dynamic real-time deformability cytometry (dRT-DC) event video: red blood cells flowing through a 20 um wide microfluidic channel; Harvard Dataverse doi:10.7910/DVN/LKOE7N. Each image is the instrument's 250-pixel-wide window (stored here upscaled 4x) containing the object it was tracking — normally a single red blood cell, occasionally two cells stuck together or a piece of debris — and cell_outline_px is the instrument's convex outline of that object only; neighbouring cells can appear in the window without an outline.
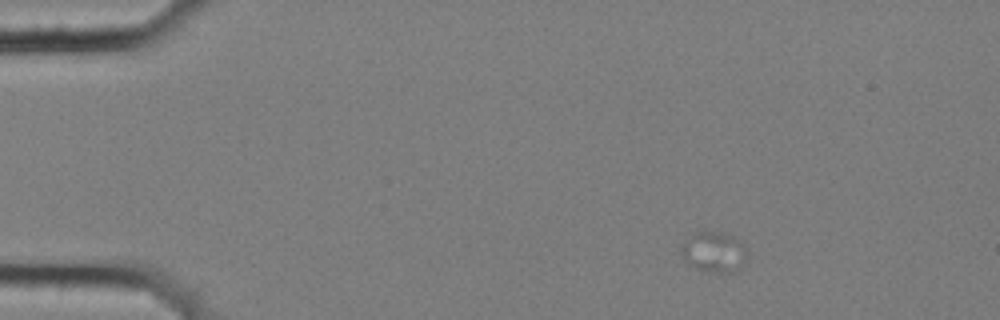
{"species": "common noctule bat (a hibernating species)", "species_latin": "Nyctalus noctula", "temperature_condition": "cold", "stored_images_in_passage": 6, "camera_frame_rate_fps": 3000, "um_per_image_px": 0.085, "animal": {"sex": "female", "body_mass_g": 25.1}, "frame": {"image": 1, "passage_image": 1, "time_ms": 0.0, "image_size_px": [1000, 320], "cell_outline_px": [[744, 260], [736, 272], [712, 272], [696, 268], [684, 260], [680, 252], [680, 244], [684, 240], [696, 232], [720, 232], [732, 236], [744, 248]], "centroid_in_image_um": [60.59, 21.42], "position_along_channel_um": 24.4, "area_um2": 15.09}}